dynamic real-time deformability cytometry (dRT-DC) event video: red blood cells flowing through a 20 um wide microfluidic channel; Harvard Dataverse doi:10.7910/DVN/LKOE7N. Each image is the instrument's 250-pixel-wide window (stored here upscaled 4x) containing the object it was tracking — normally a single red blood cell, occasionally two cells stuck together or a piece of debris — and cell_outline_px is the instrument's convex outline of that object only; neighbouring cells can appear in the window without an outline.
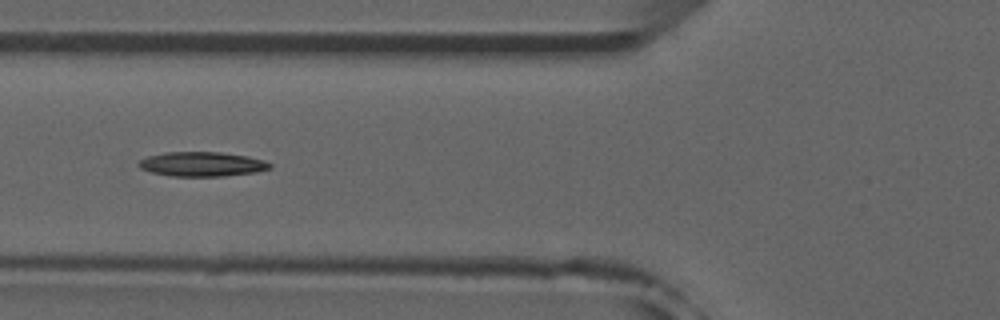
{"species": "common noctule bat (a hibernating species)", "species_latin": "Nyctalus noctula", "temperature_condition": "room temperature", "stored_images_in_passage": 39, "camera_frame_rate_fps": 3000, "um_per_image_px": 0.085, "animal": {"sex": "male", "forearm_length_mm": 52.5}, "frame": {"image": 1, "passage_image": 6, "time_ms": 1.667, "image_size_px": [1000, 320], "cell_outline_px": [[272, 168], [256, 172], [224, 176], [172, 176], [152, 172], [140, 168], [136, 164], [140, 160], [148, 156], [164, 152], [220, 152], [248, 156], [264, 160], [272, 164]], "centroid_in_image_um": [17.18, 13.95], "position_along_channel_um": 108.6, "area_um2": 18.79}}